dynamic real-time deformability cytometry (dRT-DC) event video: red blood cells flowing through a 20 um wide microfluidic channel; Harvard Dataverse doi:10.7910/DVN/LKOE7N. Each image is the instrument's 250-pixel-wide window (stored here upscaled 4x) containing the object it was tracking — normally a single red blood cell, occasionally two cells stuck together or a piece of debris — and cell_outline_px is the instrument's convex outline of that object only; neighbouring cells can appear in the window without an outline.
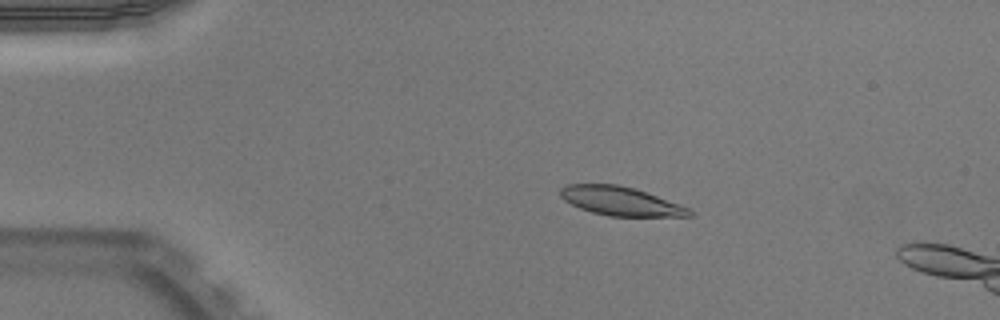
{"species": "Egyptian fruit bat (a non-hibernating species)", "species_latin": "Rousettus aegyptiacus", "temperature_condition": "warm", "stored_images_in_passage": 16, "camera_frame_rate_fps": 3000, "um_per_image_px": 0.085, "animal": {"sex": "male"}, "frame": {"image": 1, "passage_image": 10, "time_ms": 3.0, "image_size_px": [1000, 320], "cell_outline_px": [[692, 216], [608, 216], [592, 212], [580, 208], [564, 200], [560, 196], [560, 188], [568, 184], [616, 184], [632, 188], [680, 204], [688, 208], [692, 212]], "centroid_in_image_um": [52.71, 17.1], "position_along_channel_um": 32.3, "area_um2": 21.33}}